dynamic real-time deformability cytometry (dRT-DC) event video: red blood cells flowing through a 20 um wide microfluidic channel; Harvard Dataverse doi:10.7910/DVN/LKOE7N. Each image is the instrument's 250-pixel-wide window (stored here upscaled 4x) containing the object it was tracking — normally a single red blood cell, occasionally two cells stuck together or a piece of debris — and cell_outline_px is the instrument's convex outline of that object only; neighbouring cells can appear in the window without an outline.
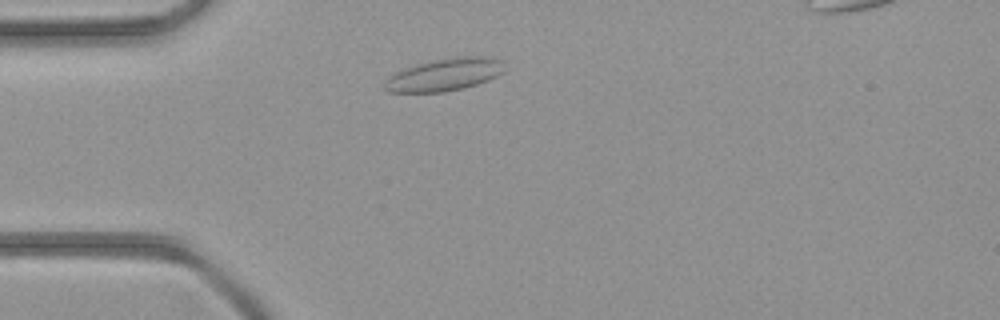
{"species": "common noctule bat (a hibernating species)", "species_latin": "Nyctalus noctula", "temperature_condition": "room temperature", "stored_images_in_passage": 37, "camera_frame_rate_fps": 3000, "um_per_image_px": 0.085, "animal": {"sex": "female", "body_mass_g": 21.9}, "frame": {"image": 1, "passage_image": 5, "time_ms": 1.333, "image_size_px": [1000, 320], "cell_outline_px": [[504, 72], [488, 80], [464, 88], [444, 92], [388, 92], [384, 88], [384, 80], [396, 72], [404, 68], [428, 60], [456, 56], [492, 56], [504, 60]], "centroid_in_image_um": [37.81, 6.32], "position_along_channel_um": 47.2, "area_um2": 23.12}}
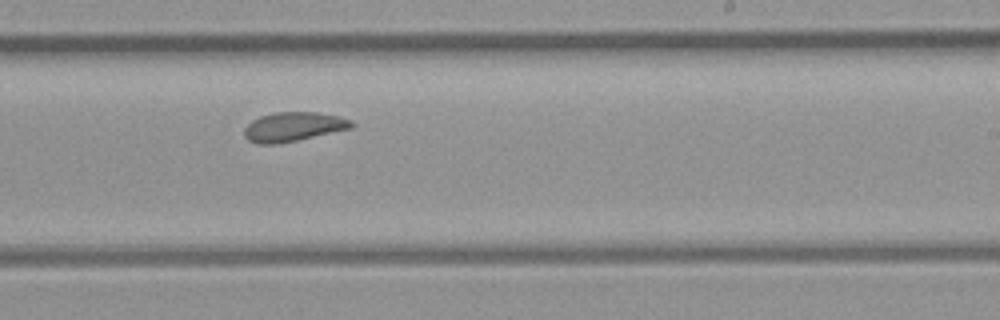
{"frame": {"image": 2, "passage_image": 20, "time_ms": 6.333, "image_size_px": [1000, 320], "cell_outline_px": [[356, 124], [352, 128], [296, 140], [276, 144], [256, 144], [248, 140], [244, 136], [244, 128], [252, 120], [260, 116], [276, 112], [316, 112], [340, 116], [352, 120]], "centroid_in_image_um": [24.94, 10.77], "position_along_channel_um": 264.1, "area_um2": 18.32}}
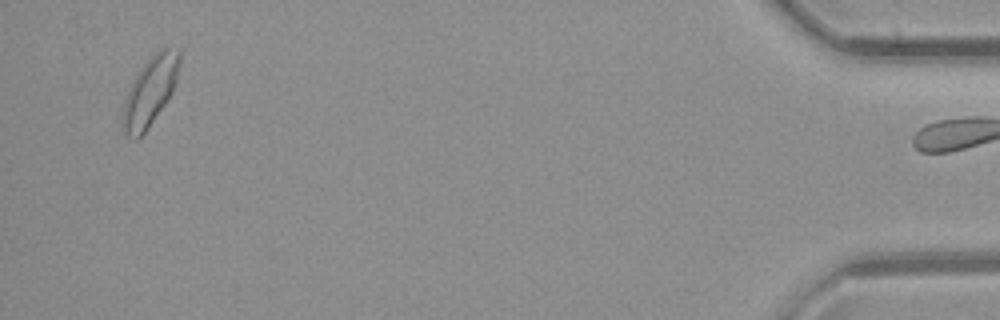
{"frame": {"image": 3, "passage_image": 36, "time_ms": 11.667, "image_size_px": [1000, 320], "cell_outline_px": [[180, 64], [176, 84], [172, 92], [148, 128], [136, 140], [128, 136], [124, 132], [120, 120], [124, 100], [140, 68], [160, 48], [180, 48]], "centroid_in_image_um": [12.76, 7.76], "position_along_channel_um": 422.4, "area_um2": 22.66}}